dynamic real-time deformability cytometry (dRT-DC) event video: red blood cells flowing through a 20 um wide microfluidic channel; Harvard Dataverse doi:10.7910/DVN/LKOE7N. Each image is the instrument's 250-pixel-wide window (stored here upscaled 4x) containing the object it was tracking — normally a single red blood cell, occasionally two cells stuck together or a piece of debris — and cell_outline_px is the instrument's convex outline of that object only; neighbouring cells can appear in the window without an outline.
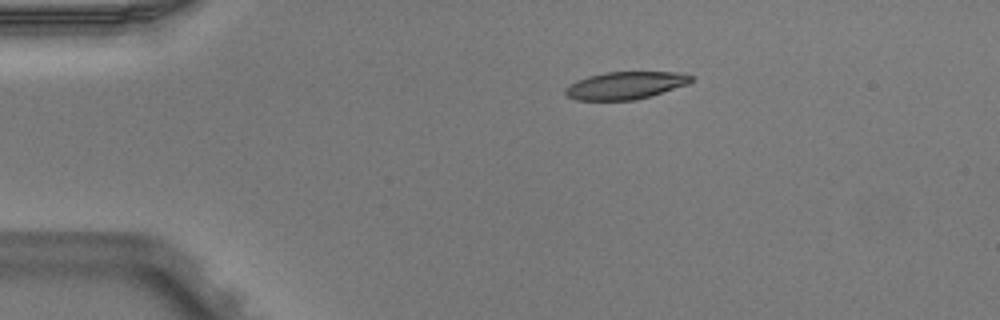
{"species": "Egyptian fruit bat (a non-hibernating species)", "species_latin": "Rousettus aegyptiacus", "temperature_condition": "warm", "stored_images_in_passage": 4, "camera_frame_rate_fps": 3000, "um_per_image_px": 0.085, "animal": {"sex": "male"}, "frame": {"image": 1, "passage_image": 1, "time_ms": 0.0, "image_size_px": [1000, 320], "cell_outline_px": [[692, 80], [688, 84], [648, 96], [632, 100], [576, 100], [568, 96], [564, 92], [564, 88], [568, 84], [576, 80], [588, 76], [604, 72], [676, 72], [692, 76]], "centroid_in_image_um": [53.09, 7.25], "position_along_channel_um": 31.9, "area_um2": 20.0}}
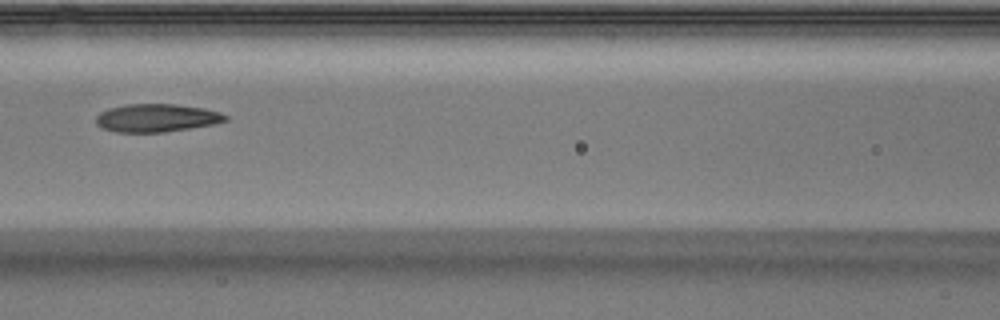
{"frame": {"image": 2, "passage_image": 4, "time_ms": 1.0, "image_size_px": [1000, 320], "cell_outline_px": [[228, 120], [212, 124], [164, 132], [116, 132], [100, 128], [96, 124], [96, 116], [100, 112], [108, 108], [124, 104], [176, 104], [204, 108], [220, 112], [228, 116]], "centroid_in_image_um": [13.27, 10.02], "position_along_channel_um": 153.3, "area_um2": 21.21}}